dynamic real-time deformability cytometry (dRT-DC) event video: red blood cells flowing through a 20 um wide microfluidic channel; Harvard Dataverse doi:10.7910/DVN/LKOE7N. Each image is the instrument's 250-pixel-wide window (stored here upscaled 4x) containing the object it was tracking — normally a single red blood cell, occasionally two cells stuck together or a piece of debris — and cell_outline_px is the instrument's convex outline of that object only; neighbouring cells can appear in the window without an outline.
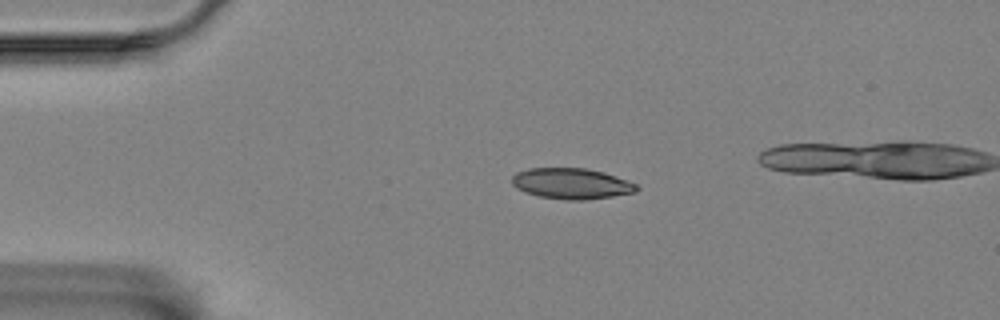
{"species": "Egyptian fruit bat (a non-hibernating species)", "species_latin": "Rousettus aegyptiacus", "temperature_condition": "room temperature", "stored_images_in_passage": 40, "camera_frame_rate_fps": 3000, "um_per_image_px": 0.085, "animal": {"sex": "female"}, "frame": {"image": 1, "passage_image": 1, "time_ms": 0.0, "image_size_px": [1000, 320], "cell_outline_px": [[640, 188], [636, 192], [612, 196], [584, 200], [568, 200], [540, 196], [524, 192], [516, 188], [512, 184], [512, 176], [516, 172], [528, 168], [584, 168], [604, 172], [636, 184]], "centroid_in_image_um": [48.55, 15.6], "position_along_channel_um": 36.4, "area_um2": 22.31}}
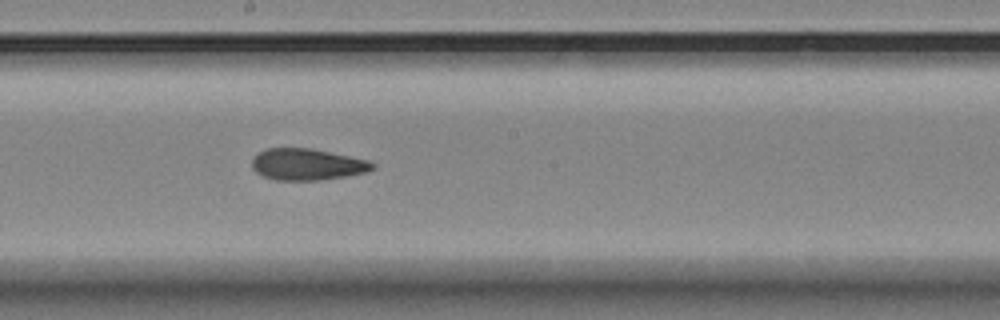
{"frame": {"image": 2, "passage_image": 20, "time_ms": 6.333, "image_size_px": [1000, 320], "cell_outline_px": [[376, 168], [368, 172], [348, 176], [320, 180], [272, 180], [256, 172], [252, 168], [252, 156], [268, 148], [312, 148], [368, 160], [376, 164]], "centroid_in_image_um": [26.13, 13.98], "position_along_channel_um": 222.1, "area_um2": 22.37}}
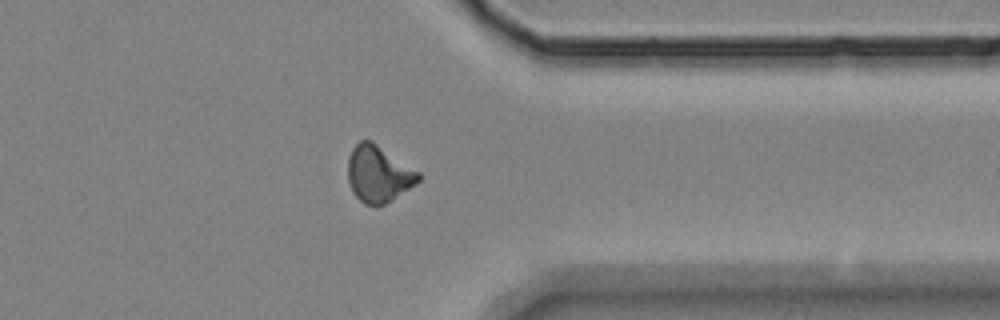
{"frame": {"image": 3, "passage_image": 34, "time_ms": 11.0, "image_size_px": [1000, 320], "cell_outline_px": [[420, 180], [416, 184], [384, 204], [376, 208], [364, 204], [352, 192], [348, 180], [348, 156], [352, 148], [360, 140], [372, 140], [420, 172]], "centroid_in_image_um": [32.16, 14.78], "position_along_channel_um": 379.2, "area_um2": 23.47}, "authors_computed_cell_mechanics": {"area_um2": 22.6287, "velocity_mm_per_s": 3.4865, "shape_relaxation_time_tau1_ms": null, "shape_relaxation_time_tau2_ms": 3.1284, "deformation_change_tau1": null, "deformation_change_tau2": 0.0988}}